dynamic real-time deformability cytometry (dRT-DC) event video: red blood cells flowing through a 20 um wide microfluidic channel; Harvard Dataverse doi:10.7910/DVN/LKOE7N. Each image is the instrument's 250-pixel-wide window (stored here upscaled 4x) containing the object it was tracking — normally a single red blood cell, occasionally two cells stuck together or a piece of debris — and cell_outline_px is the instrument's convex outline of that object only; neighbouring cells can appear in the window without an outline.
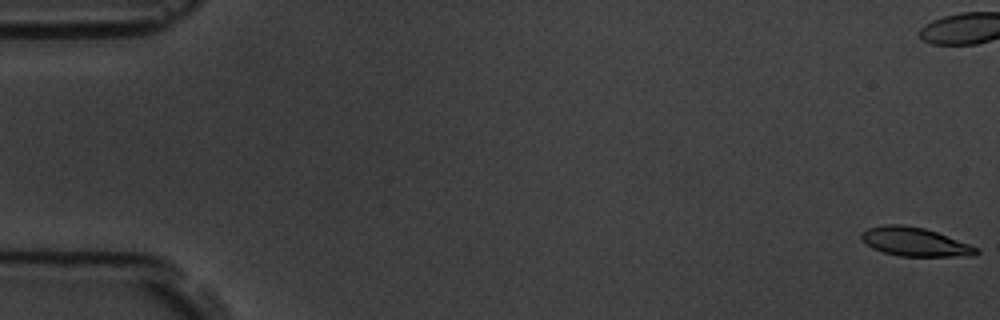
{"species": "common noctule bat (a hibernating species)", "species_latin": "Nyctalus noctula", "temperature_condition": "room temperature", "stored_images_in_passage": 6, "camera_frame_rate_fps": 3000, "um_per_image_px": 0.085, "animal": {"sex": "male", "body_mass_g": 19.5, "forearm_length_mm": 54.6}, "frame": {"image": 1, "passage_image": 1, "time_ms": 0.0, "image_size_px": [1000, 320], "cell_outline_px": [[980, 252], [972, 256], [900, 256], [884, 252], [872, 248], [860, 236], [868, 228], [884, 224], [904, 224], [924, 228], [936, 232], [968, 244], [976, 248]], "centroid_in_image_um": [77.75, 20.55], "position_along_channel_um": 7.2, "area_um2": 18.9}}
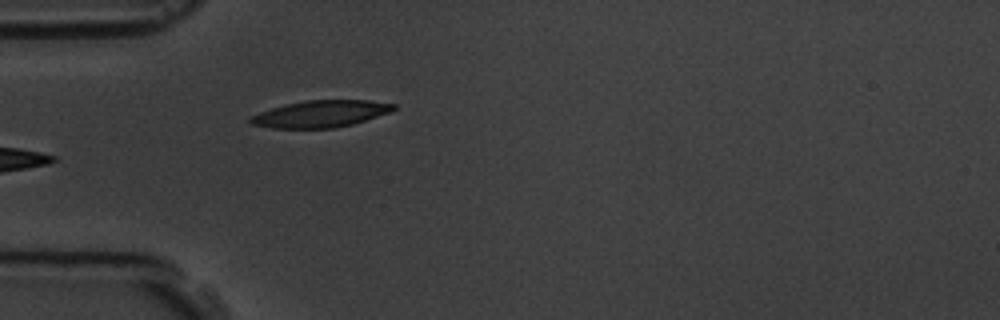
{"frame": {"image": 2, "passage_image": 6, "time_ms": 6.333, "image_size_px": [1000, 320], "cell_outline_px": [[396, 108], [392, 112], [352, 124], [332, 128], [272, 128], [252, 124], [248, 120], [252, 116], [260, 112], [284, 104], [308, 100], [368, 100], [396, 104]], "centroid_in_image_um": [27.29, 9.67], "position_along_channel_um": 57.7, "area_um2": 22.31}}